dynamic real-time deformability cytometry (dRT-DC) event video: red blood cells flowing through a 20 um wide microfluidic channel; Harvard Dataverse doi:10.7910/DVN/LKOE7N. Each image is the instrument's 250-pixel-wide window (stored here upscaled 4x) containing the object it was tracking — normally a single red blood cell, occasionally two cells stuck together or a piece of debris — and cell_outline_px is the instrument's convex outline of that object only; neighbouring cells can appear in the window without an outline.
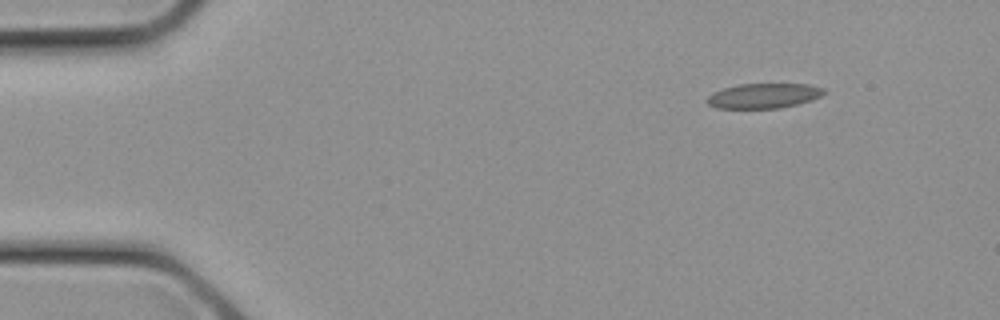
{"species": "common noctule bat (a hibernating species)", "species_latin": "Nyctalus noctula", "temperature_condition": "cold", "stored_images_in_passage": 25, "camera_frame_rate_fps": 3000, "um_per_image_px": 0.085, "animal": {"sex": "female", "body_mass_g": 21.9}, "frame": {"image": 1, "passage_image": 1, "time_ms": 0.0, "image_size_px": [1000, 320], "cell_outline_px": [[828, 92], [812, 100], [780, 108], [716, 108], [708, 104], [704, 100], [712, 92], [724, 88], [740, 84], [808, 84], [824, 88]], "centroid_in_image_um": [64.91, 8.14], "position_along_channel_um": 20.1, "area_um2": 17.05}}
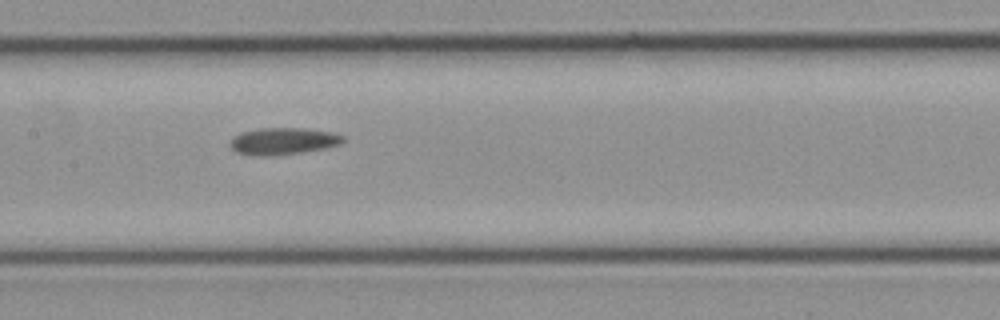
{"frame": {"image": 2, "passage_image": 11, "time_ms": 3.333, "image_size_px": [1000, 320], "cell_outline_px": [[344, 140], [340, 144], [324, 148], [304, 152], [272, 156], [248, 156], [236, 152], [228, 144], [240, 132], [260, 128], [304, 128], [332, 132], [344, 136]], "centroid_in_image_um": [24.04, 12.01], "position_along_channel_um": 183.4, "area_um2": 17.86}}
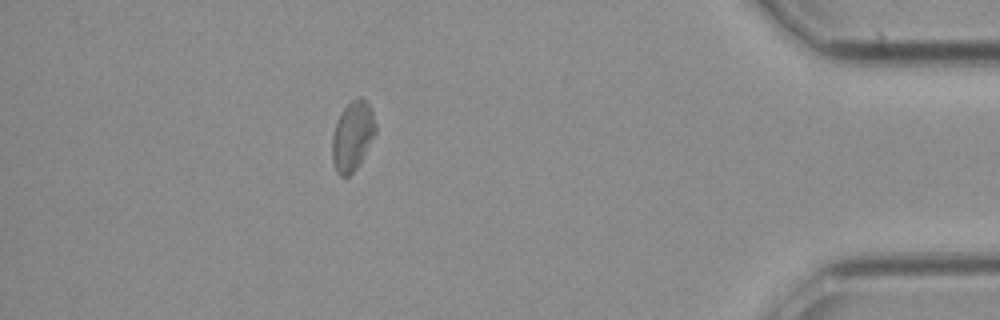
{"frame": {"image": 3, "passage_image": 22, "time_ms": 7.0, "image_size_px": [1000, 320], "cell_outline_px": [[376, 132], [360, 164], [348, 176], [340, 176], [336, 172], [332, 160], [332, 136], [336, 124], [344, 108], [352, 100], [360, 96], [368, 104], [372, 112], [376, 124]], "centroid_in_image_um": [29.96, 11.59], "position_along_channel_um": 405.2, "area_um2": 17.4}}